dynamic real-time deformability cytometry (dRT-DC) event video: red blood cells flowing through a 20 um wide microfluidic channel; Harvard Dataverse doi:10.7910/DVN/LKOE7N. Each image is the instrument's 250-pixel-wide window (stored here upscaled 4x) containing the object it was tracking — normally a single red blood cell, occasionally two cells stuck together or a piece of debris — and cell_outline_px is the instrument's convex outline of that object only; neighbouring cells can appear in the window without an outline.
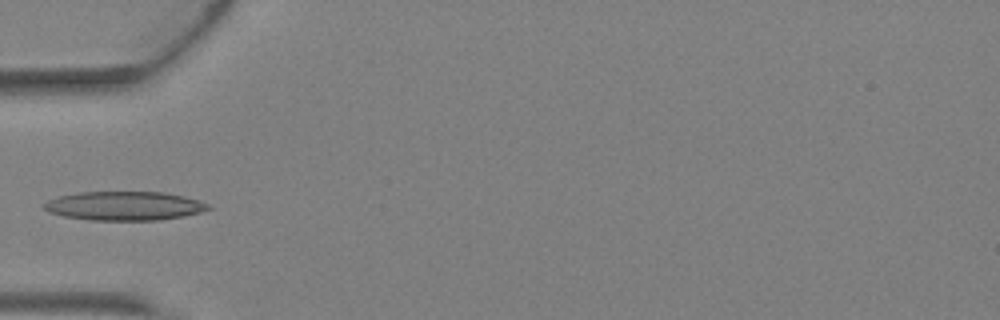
{"species": "Egyptian fruit bat (a non-hibernating species)", "species_latin": "Rousettus aegyptiacus", "temperature_condition": "warm", "stored_images_in_passage": 2, "camera_frame_rate_fps": 3000, "um_per_image_px": 0.085, "animal": {"sex": "female"}, "frame": {"image": 1, "passage_image": 2, "time_ms": 0.333, "image_size_px": [1000, 320], "cell_outline_px": [[212, 208], [200, 212], [184, 216], [156, 220], [88, 220], [64, 216], [48, 212], [40, 204], [56, 196], [80, 192], [164, 192], [184, 196], [200, 200], [208, 204]], "centroid_in_image_um": [10.54, 17.49], "position_along_channel_um": 74.5, "area_um2": 27.86}}